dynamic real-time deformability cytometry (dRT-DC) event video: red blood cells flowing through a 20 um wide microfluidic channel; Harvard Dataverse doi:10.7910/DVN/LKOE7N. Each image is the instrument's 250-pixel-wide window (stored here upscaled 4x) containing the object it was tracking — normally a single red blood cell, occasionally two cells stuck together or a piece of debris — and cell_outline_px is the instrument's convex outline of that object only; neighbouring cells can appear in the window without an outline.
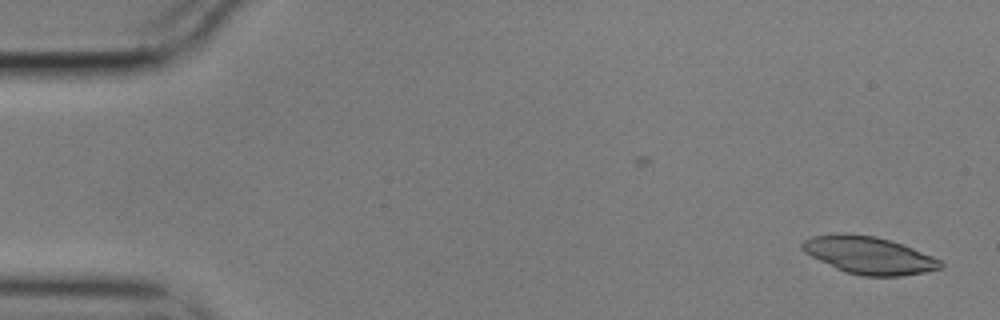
{"species": "common noctule bat (a hibernating species)", "species_latin": "Nyctalus noctula", "temperature_condition": "cold", "stored_images_in_passage": 10, "camera_frame_rate_fps": 3000, "um_per_image_px": 0.085, "animal": {"sex": "male", "body_mass_g": 17.9}, "frame": {"image": 1, "passage_image": 1, "time_ms": 0.0, "image_size_px": [1000, 320], "cell_outline_px": [[944, 268], [924, 272], [900, 276], [860, 276], [844, 272], [804, 252], [800, 248], [800, 244], [804, 240], [812, 236], [840, 232], [844, 232], [876, 236], [904, 244], [932, 256], [940, 260], [944, 264]], "centroid_in_image_um": [73.85, 21.68], "position_along_channel_um": 11.1, "area_um2": 30.4}}